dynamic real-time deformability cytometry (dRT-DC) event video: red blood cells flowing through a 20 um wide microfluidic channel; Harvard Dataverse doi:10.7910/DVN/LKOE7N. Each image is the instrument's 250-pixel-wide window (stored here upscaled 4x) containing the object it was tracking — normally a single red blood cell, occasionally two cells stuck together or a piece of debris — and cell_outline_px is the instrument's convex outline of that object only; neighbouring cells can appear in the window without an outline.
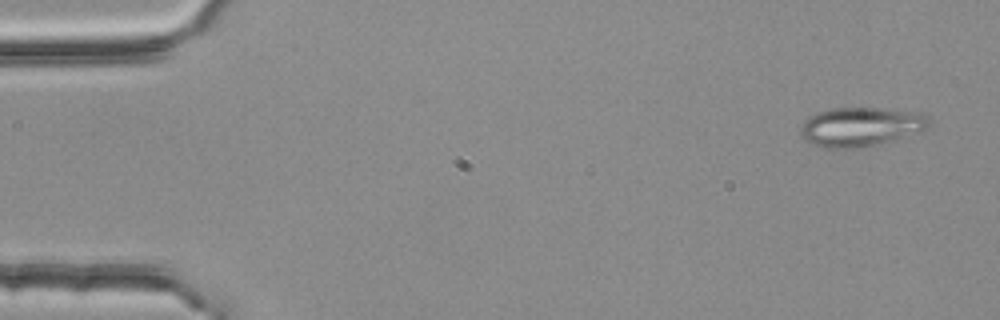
{"species": "common noctule bat (a hibernating species)", "species_latin": "Nyctalus noctula", "temperature_condition": "room temperature", "stored_images_in_passage": 5, "camera_frame_rate_fps": 3000, "um_per_image_px": 0.085, "animal": {"sex": "female", "body_mass_g": 25.1}, "frame": {"image": 1, "passage_image": 5, "time_ms": 1.333, "image_size_px": [1000, 320], "cell_outline_px": [[928, 124], [924, 128], [876, 144], [856, 148], [828, 148], [808, 144], [800, 136], [800, 128], [804, 120], [808, 116], [816, 112], [832, 108], [888, 108], [924, 112], [928, 116]], "centroid_in_image_um": [73.05, 10.75], "position_along_channel_um": 11.9, "area_um2": 29.13}}